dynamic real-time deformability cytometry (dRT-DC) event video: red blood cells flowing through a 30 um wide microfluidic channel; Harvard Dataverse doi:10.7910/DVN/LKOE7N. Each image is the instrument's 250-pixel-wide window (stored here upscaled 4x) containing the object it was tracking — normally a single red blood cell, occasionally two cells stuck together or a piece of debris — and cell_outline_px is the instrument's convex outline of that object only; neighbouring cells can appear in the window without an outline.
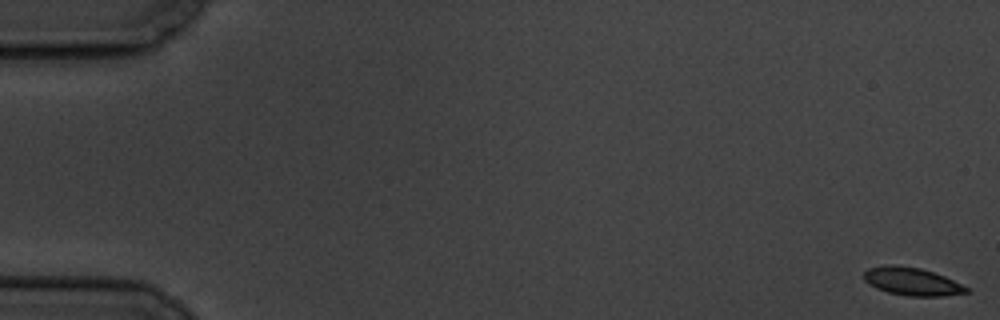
{"species": "common noctule bat (a hibernating species)", "species_latin": "Nyctalus noctula", "temperature_condition": "cold", "stored_images_in_passage": 5, "camera_frame_rate_fps": 3000, "um_per_image_px": 0.085, "animal": {"sex": "male", "body_mass_g": 19.5, "forearm_length_mm": 54.6}, "frame": {"image": 1, "passage_image": 1, "time_ms": 0.0, "image_size_px": [1000, 320], "cell_outline_px": [[968, 292], [944, 296], [908, 296], [888, 292], [876, 288], [864, 280], [864, 272], [868, 268], [884, 264], [892, 264], [920, 268], [944, 276], [968, 288]], "centroid_in_image_um": [77.47, 23.91], "position_along_channel_um": 7.5, "area_um2": 16.53}}
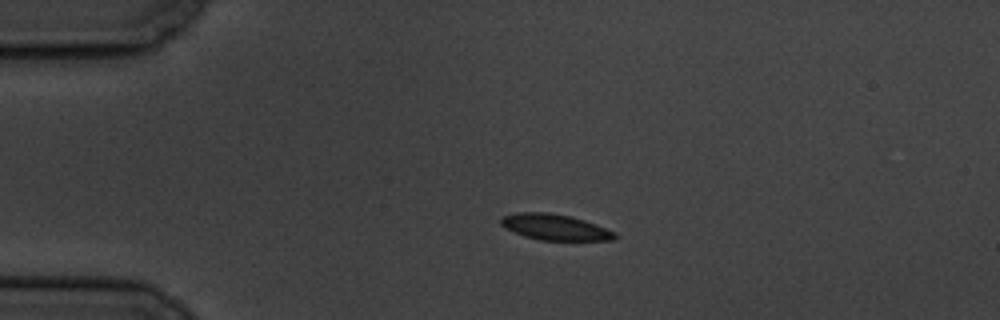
{"frame": {"image": 2, "passage_image": 4, "time_ms": 4.333, "image_size_px": [1000, 320], "cell_outline_px": [[620, 236], [612, 240], [540, 240], [524, 236], [504, 228], [500, 224], [500, 216], [516, 212], [548, 212], [572, 216], [596, 224], [616, 232]], "centroid_in_image_um": [47.16, 19.3], "position_along_channel_um": 37.8, "area_um2": 17.46}}